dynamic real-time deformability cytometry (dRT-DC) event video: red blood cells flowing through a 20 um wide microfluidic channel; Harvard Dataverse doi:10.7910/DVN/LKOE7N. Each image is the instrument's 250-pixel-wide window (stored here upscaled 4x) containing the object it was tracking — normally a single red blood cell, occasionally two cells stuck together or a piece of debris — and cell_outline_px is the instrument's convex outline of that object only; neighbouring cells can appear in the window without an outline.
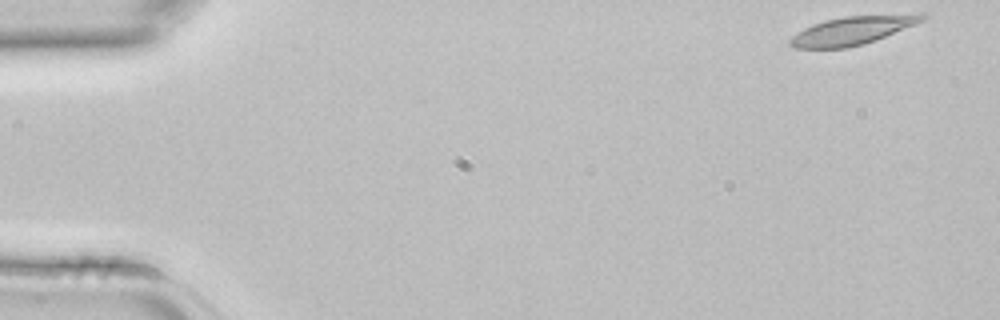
{"species": "common noctule bat (a hibernating species)", "species_latin": "Nyctalus noctula", "temperature_condition": "room temperature", "stored_images_in_passage": 3, "camera_frame_rate_fps": 3000, "um_per_image_px": 0.085, "animal": {"sex": "female", "body_mass_g": 22.7, "forearm_length_mm": 54.2}, "frame": {"image": 1, "passage_image": 1, "time_ms": 0.0, "image_size_px": [1000, 320], "cell_outline_px": [[928, 16], [924, 20], [916, 24], [876, 40], [864, 44], [848, 48], [792, 48], [788, 44], [788, 40], [792, 36], [804, 28], [812, 24], [824, 20], [844, 16], [920, 12], [924, 12]], "centroid_in_image_um": [72.52, 2.56], "position_along_channel_um": 12.5, "area_um2": 22.43}}